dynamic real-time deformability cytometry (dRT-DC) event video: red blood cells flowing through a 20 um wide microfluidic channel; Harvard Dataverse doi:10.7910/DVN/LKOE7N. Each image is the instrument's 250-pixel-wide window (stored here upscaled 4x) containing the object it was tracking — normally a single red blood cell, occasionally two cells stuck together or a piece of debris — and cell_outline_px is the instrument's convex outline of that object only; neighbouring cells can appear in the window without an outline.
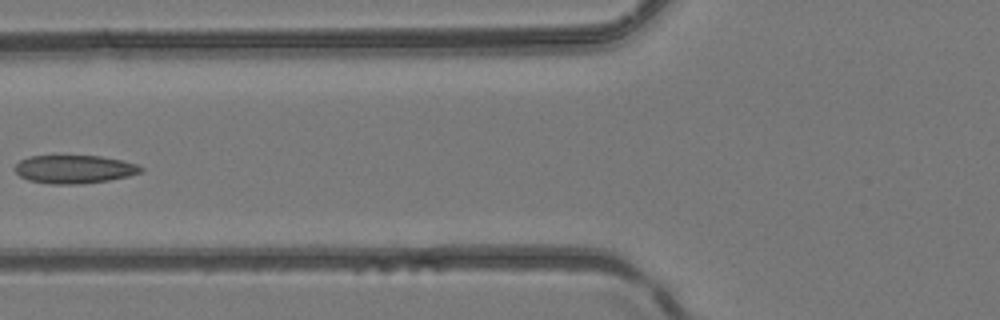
{"species": "common noctule bat (a hibernating species)", "species_latin": "Nyctalus noctula", "temperature_condition": "room temperature", "stored_images_in_passage": 6, "camera_frame_rate_fps": 3000, "um_per_image_px": 0.085, "animal": {"sex": "female", "body_mass_g": 24.6, "forearm_length_mm": 56.2}, "frame": {"image": 1, "passage_image": 6, "time_ms": 1.667, "image_size_px": [1000, 320], "cell_outline_px": [[144, 168], [140, 172], [128, 176], [108, 180], [80, 184], [48, 184], [28, 180], [20, 176], [16, 172], [16, 164], [20, 160], [28, 156], [100, 156], [120, 160], [136, 164]], "centroid_in_image_um": [6.29, 14.39], "position_along_channel_um": 119.5, "area_um2": 20.58}}